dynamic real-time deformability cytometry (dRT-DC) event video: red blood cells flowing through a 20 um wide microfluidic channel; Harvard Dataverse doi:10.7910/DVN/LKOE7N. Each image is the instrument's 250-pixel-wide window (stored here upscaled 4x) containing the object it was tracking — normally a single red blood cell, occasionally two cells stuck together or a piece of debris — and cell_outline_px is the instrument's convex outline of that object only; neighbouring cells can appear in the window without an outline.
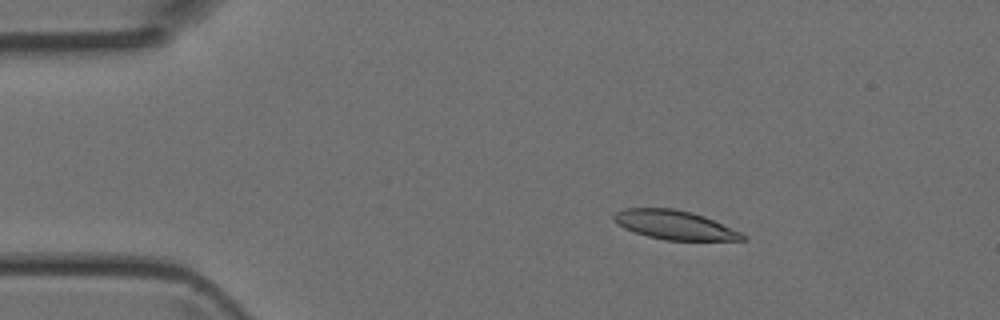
{"species": "Egyptian fruit bat (a non-hibernating species)", "species_latin": "Rousettus aegyptiacus", "temperature_condition": "room temperature", "stored_images_in_passage": 6, "camera_frame_rate_fps": 3000, "um_per_image_px": 0.085, "animal": {"sex": "female"}, "frame": {"image": 1, "passage_image": 2, "time_ms": 0.333, "image_size_px": [1000, 320], "cell_outline_px": [[748, 240], [664, 240], [648, 236], [624, 228], [612, 216], [616, 212], [624, 208], [672, 208], [692, 212], [704, 216], [740, 232], [748, 236]], "centroid_in_image_um": [57.37, 19.12], "position_along_channel_um": 27.6, "area_um2": 21.5}}
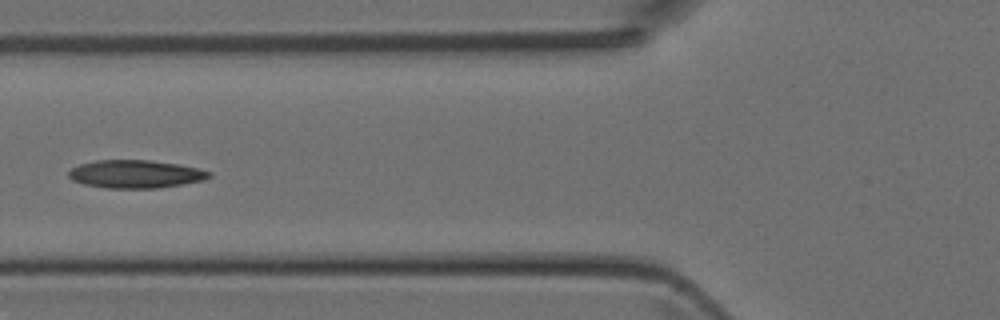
{"frame": {"image": 2, "passage_image": 5, "time_ms": 1.333, "image_size_px": [1000, 320], "cell_outline_px": [[212, 176], [204, 180], [156, 188], [108, 188], [84, 184], [72, 180], [68, 176], [68, 172], [72, 168], [80, 164], [96, 160], [148, 160], [180, 164], [212, 172]], "centroid_in_image_um": [11.52, 14.79], "position_along_channel_um": 114.3, "area_um2": 22.83}}
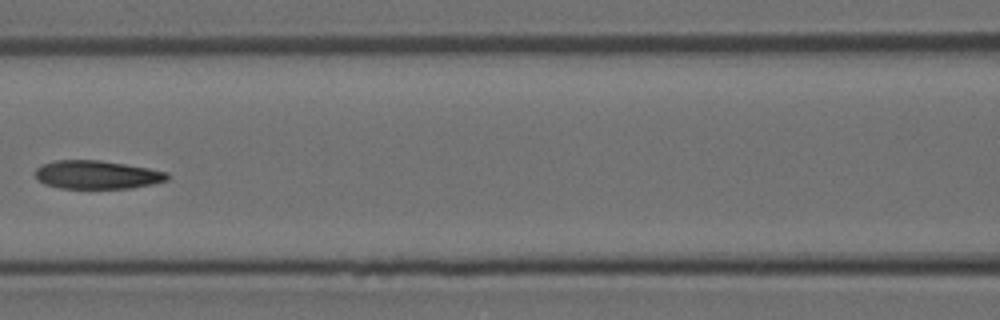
{"frame": {"image": 3, "passage_image": 6, "time_ms": 1.667, "image_size_px": [1000, 320], "cell_outline_px": [[168, 180], [152, 184], [132, 188], [60, 188], [44, 184], [36, 176], [36, 168], [44, 164], [56, 160], [100, 160], [148, 168], [168, 172]], "centroid_in_image_um": [8.26, 14.85], "position_along_channel_um": 158.3, "area_um2": 21.68}}